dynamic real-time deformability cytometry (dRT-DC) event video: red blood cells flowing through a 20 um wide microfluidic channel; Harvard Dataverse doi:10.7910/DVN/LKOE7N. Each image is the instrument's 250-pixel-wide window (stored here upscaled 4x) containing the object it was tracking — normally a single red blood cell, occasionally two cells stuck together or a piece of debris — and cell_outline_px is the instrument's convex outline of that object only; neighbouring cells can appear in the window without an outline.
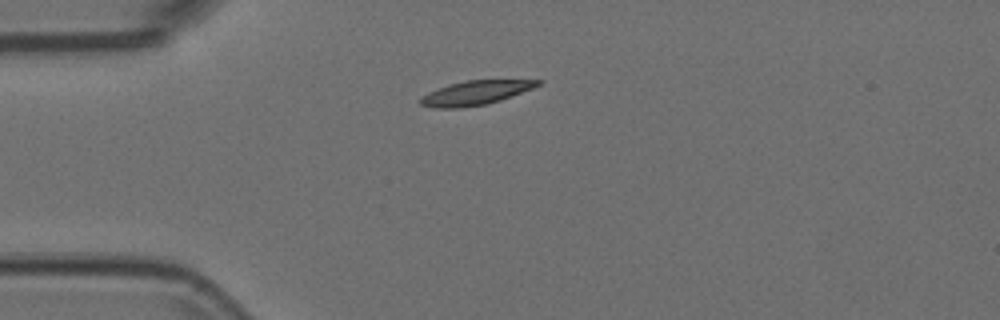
{"species": "Egyptian fruit bat (a non-hibernating species)", "species_latin": "Rousettus aegyptiacus", "temperature_condition": "room temperature", "stored_images_in_passage": 32, "camera_frame_rate_fps": 3000, "um_per_image_px": 0.085, "animal": {"sex": "female"}, "frame": {"image": 1, "passage_image": 1, "time_ms": 0.0, "image_size_px": [1000, 320], "cell_outline_px": [[544, 80], [540, 84], [532, 88], [500, 100], [488, 104], [460, 108], [436, 108], [420, 104], [420, 96], [428, 92], [452, 84], [468, 80]], "centroid_in_image_um": [40.4, 7.9], "position_along_channel_um": 44.6, "area_um2": 16.24}}
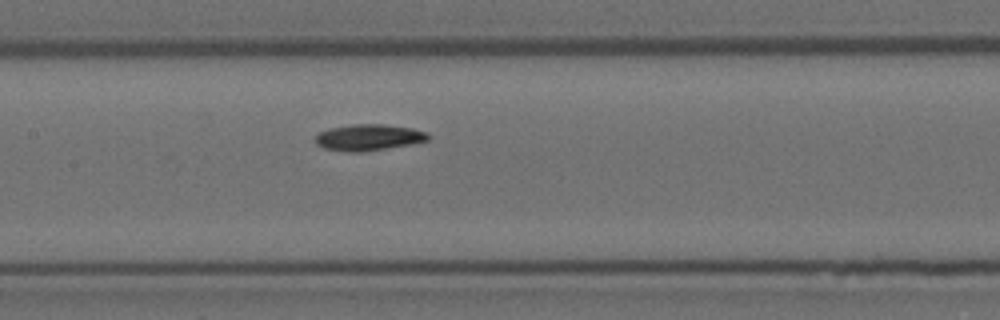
{"frame": {"image": 2, "passage_image": 13, "time_ms": 4.0, "image_size_px": [1000, 320], "cell_outline_px": [[432, 136], [428, 140], [412, 144], [388, 148], [360, 152], [348, 152], [324, 148], [316, 144], [312, 140], [320, 132], [328, 128], [352, 124], [384, 124], [412, 128], [428, 132]], "centroid_in_image_um": [31.34, 11.67], "position_along_channel_um": 176.1, "area_um2": 17.51}}
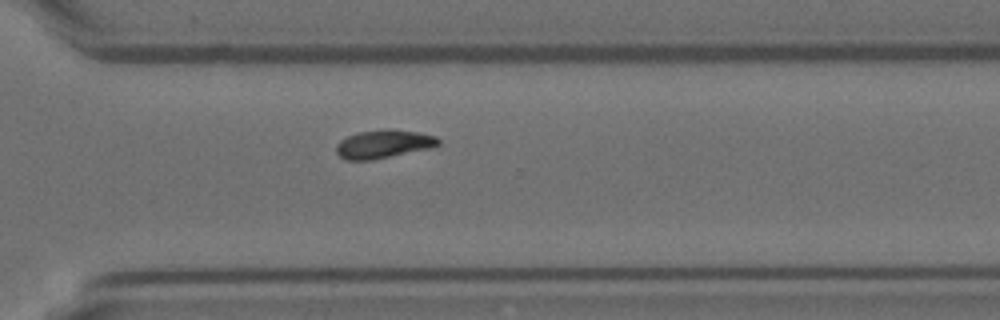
{"frame": {"image": 3, "passage_image": 26, "time_ms": 8.333, "image_size_px": [1000, 320], "cell_outline_px": [[440, 144], [428, 148], [372, 160], [348, 160], [340, 156], [336, 152], [336, 144], [340, 140], [348, 136], [360, 132], [420, 132], [436, 136], [440, 140]], "centroid_in_image_um": [32.57, 12.29], "position_along_channel_um": 338.0, "area_um2": 15.9}}